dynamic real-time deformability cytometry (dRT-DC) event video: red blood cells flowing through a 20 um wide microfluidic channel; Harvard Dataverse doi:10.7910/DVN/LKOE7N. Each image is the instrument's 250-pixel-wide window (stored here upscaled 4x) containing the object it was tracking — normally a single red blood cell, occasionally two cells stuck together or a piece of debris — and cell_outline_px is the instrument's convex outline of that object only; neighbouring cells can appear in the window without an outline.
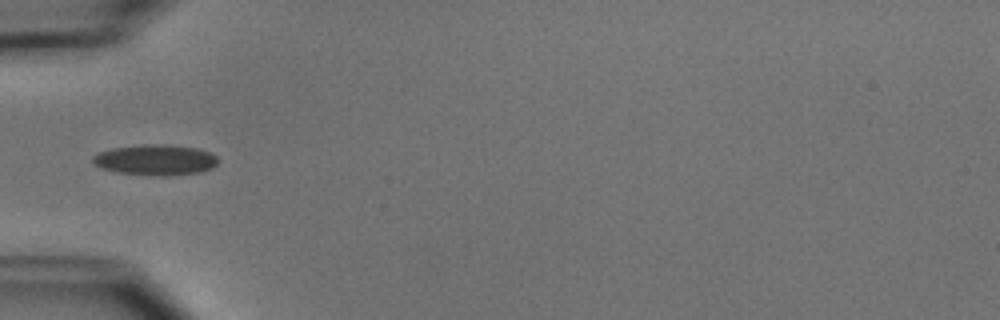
{"species": "common noctule bat (a hibernating species)", "species_latin": "Nyctalus noctula", "temperature_condition": "cold", "stored_images_in_passage": 6, "camera_frame_rate_fps": 3000, "um_per_image_px": 0.085, "animal": {"sex": "male", "body_mass_g": 15.6}, "frame": {"image": 1, "passage_image": 6, "time_ms": 5.667, "image_size_px": [1000, 320], "cell_outline_px": [[220, 160], [212, 168], [200, 172], [164, 176], [156, 176], [116, 172], [100, 168], [92, 164], [92, 156], [100, 152], [112, 148], [140, 144], [168, 144], [196, 148], [208, 152], [216, 156]], "centroid_in_image_um": [13.19, 13.59], "position_along_channel_um": 71.8, "area_um2": 22.6}}